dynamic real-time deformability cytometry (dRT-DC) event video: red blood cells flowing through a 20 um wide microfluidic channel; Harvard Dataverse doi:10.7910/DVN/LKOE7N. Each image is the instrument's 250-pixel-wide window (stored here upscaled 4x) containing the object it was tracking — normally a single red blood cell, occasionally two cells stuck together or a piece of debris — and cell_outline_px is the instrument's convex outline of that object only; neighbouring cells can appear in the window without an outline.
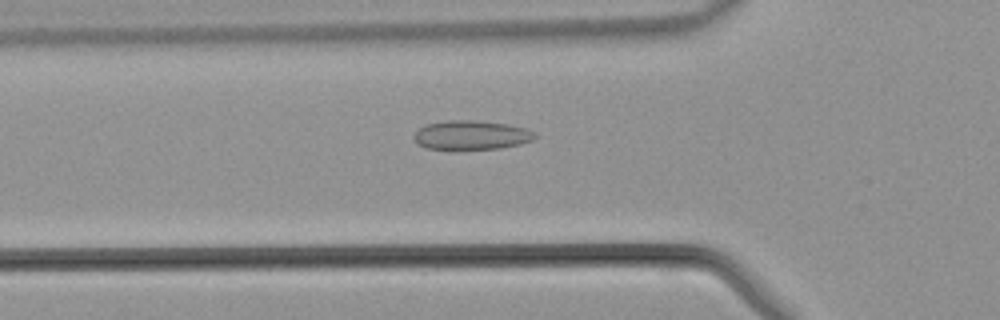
{"species": "common noctule bat (a hibernating species)", "species_latin": "Nyctalus noctula", "temperature_condition": "warm", "stored_images_in_passage": 43, "camera_frame_rate_fps": 3000, "um_per_image_px": 0.085, "animal": {"sex": "male", "body_mass_g": 21.5, "forearm_length_mm": 52.0}, "frame": {"image": 1, "passage_image": 14, "time_ms": 4.333, "image_size_px": [1000, 320], "cell_outline_px": [[536, 136], [532, 140], [520, 144], [500, 148], [428, 148], [420, 144], [412, 136], [424, 124], [448, 120], [476, 120], [508, 124], [528, 128], [536, 132]], "centroid_in_image_um": [40.11, 11.45], "position_along_channel_um": 85.7, "area_um2": 20.29}}
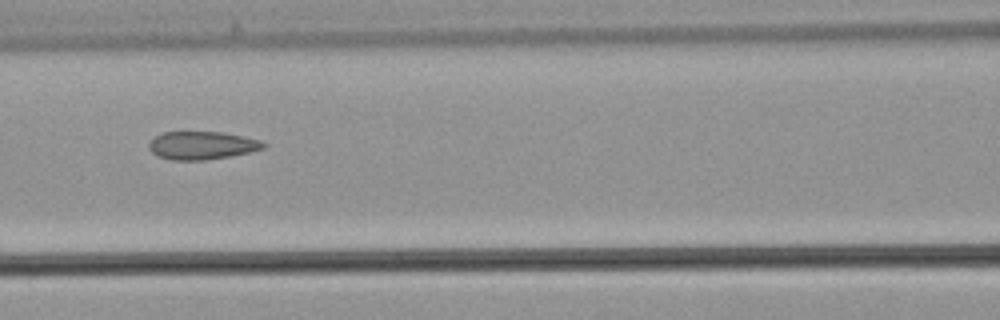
{"frame": {"image": 2, "passage_image": 18, "time_ms": 5.667, "image_size_px": [1000, 320], "cell_outline_px": [[268, 144], [264, 148], [252, 152], [204, 160], [172, 160], [156, 156], [148, 148], [148, 144], [156, 136], [164, 132], [224, 132], [244, 136], [260, 140]], "centroid_in_image_um": [17.19, 12.36], "position_along_channel_um": 149.4, "area_um2": 18.79}}
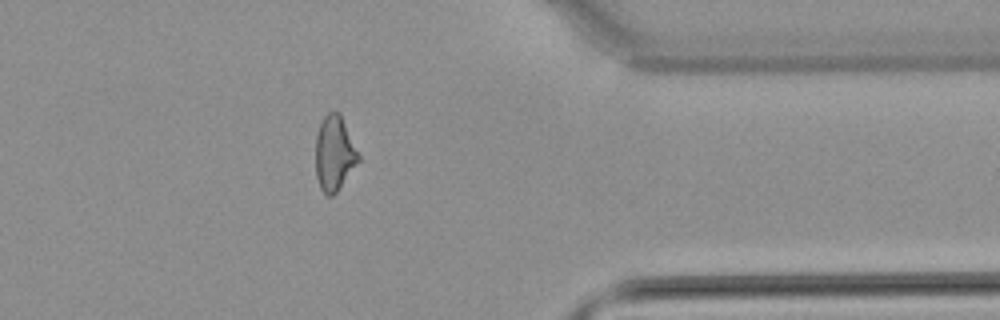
{"frame": {"image": 3, "passage_image": 34, "time_ms": 11.0, "image_size_px": [1000, 320], "cell_outline_px": [[360, 160], [336, 192], [332, 196], [328, 196], [320, 188], [316, 176], [316, 136], [320, 124], [324, 116], [328, 112], [340, 112], [360, 156]], "centroid_in_image_um": [28.42, 13.03], "position_along_channel_um": 383.0, "area_um2": 18.55}}